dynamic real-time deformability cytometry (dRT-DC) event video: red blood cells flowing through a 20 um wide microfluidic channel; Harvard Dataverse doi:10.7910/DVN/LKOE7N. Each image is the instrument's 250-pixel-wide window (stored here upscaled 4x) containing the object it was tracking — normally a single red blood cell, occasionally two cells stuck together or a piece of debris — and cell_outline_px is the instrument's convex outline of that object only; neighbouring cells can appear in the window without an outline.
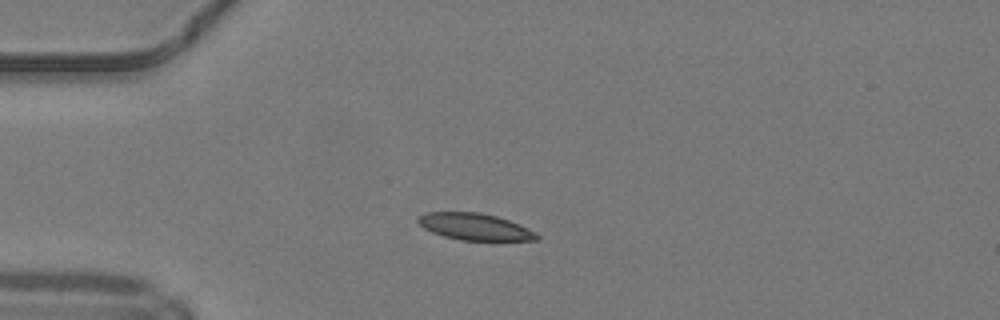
{"species": "common noctule bat (a hibernating species)", "species_latin": "Nyctalus noctula", "temperature_condition": "warm", "stored_images_in_passage": 37, "camera_frame_rate_fps": 3000, "um_per_image_px": 0.085, "animal": {"sex": "male", "body_mass_g": 19.2, "forearm_length_mm": 51.8}, "frame": {"image": 1, "passage_image": 1, "time_ms": 0.0, "image_size_px": [1000, 320], "cell_outline_px": [[540, 240], [460, 240], [444, 236], [432, 232], [424, 228], [416, 220], [416, 216], [424, 212], [480, 212], [496, 216], [508, 220], [528, 228], [536, 232], [540, 236]], "centroid_in_image_um": [40.34, 19.26], "position_along_channel_um": 44.7, "area_um2": 18.55}}
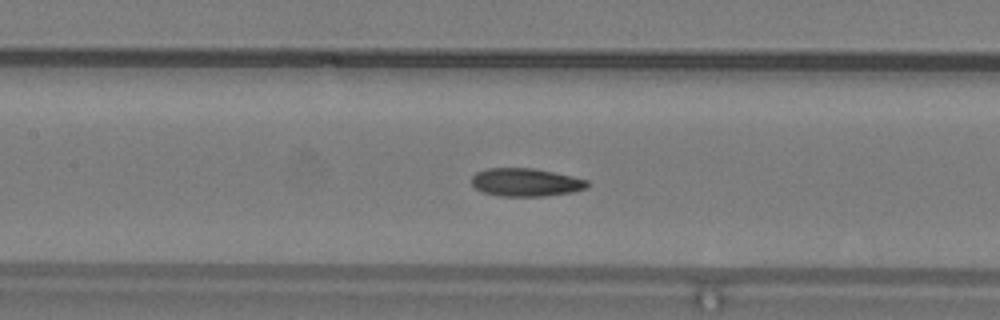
{"frame": {"image": 2, "passage_image": 11, "time_ms": 3.333, "image_size_px": [1000, 320], "cell_outline_px": [[588, 188], [572, 192], [544, 196], [500, 196], [484, 192], [476, 188], [472, 184], [472, 176], [476, 172], [488, 168], [536, 168], [572, 176], [588, 180]], "centroid_in_image_um": [44.71, 15.49], "position_along_channel_um": 162.7, "area_um2": 18.96}}
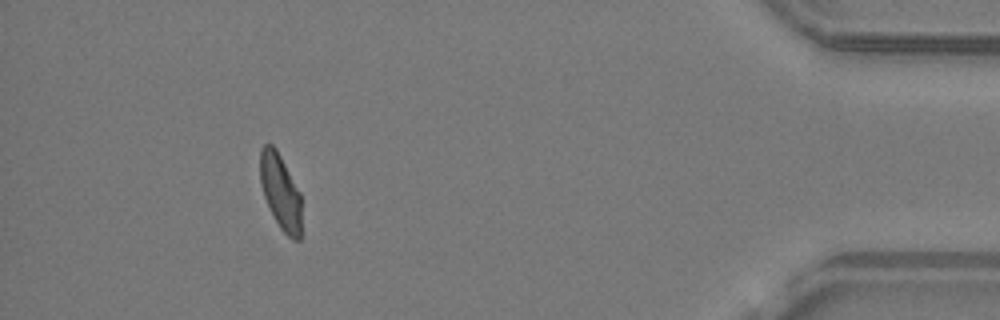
{"frame": {"image": 3, "passage_image": 33, "time_ms": 10.667, "image_size_px": [1000, 320], "cell_outline_px": [[300, 240], [292, 240], [280, 228], [264, 196], [260, 184], [260, 148], [264, 144], [272, 144], [276, 148], [300, 192]], "centroid_in_image_um": [23.82, 16.26], "position_along_channel_um": 411.4, "area_um2": 17.92}, "authors_computed_cell_mechanics": {"area_um2": 18.9584, "velocity_mm_per_s": 4.1963, "shape_relaxation_time_tau1_ms": null, "shape_relaxation_time_tau2_ms": 2.3033, "deformation_change_tau1": null, "deformation_change_tau2": 0.0809}}